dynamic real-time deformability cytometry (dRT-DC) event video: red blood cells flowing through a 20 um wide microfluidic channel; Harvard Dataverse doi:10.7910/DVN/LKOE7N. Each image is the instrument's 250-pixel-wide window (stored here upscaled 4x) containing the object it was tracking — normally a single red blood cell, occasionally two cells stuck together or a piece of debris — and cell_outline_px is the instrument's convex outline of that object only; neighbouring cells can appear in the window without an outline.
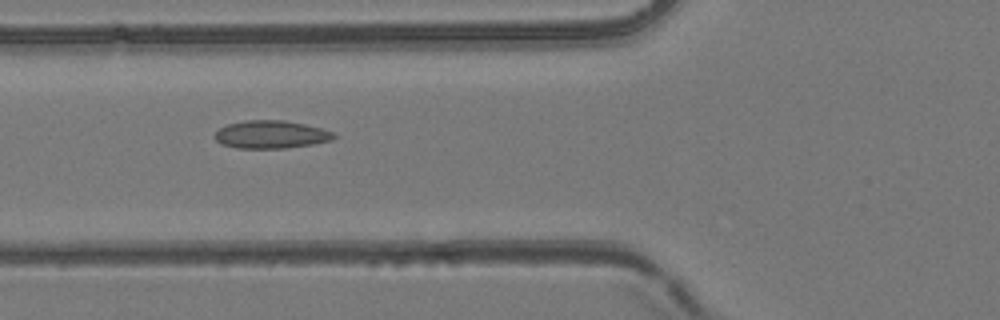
{"species": "common noctule bat (a hibernating species)", "species_latin": "Nyctalus noctula", "temperature_condition": "room temperature", "stored_images_in_passage": 49, "camera_frame_rate_fps": 3000, "um_per_image_px": 0.085, "animal": {"sex": "female", "body_mass_g": 24.6, "forearm_length_mm": 56.2}, "frame": {"image": 1, "passage_image": 21, "time_ms": 6.667, "image_size_px": [1000, 320], "cell_outline_px": [[336, 136], [332, 140], [312, 144], [284, 148], [236, 148], [220, 144], [212, 136], [220, 128], [228, 124], [244, 120], [284, 120], [304, 124], [320, 128], [332, 132]], "centroid_in_image_um": [22.99, 11.43], "position_along_channel_um": 102.8, "area_um2": 19.31}}
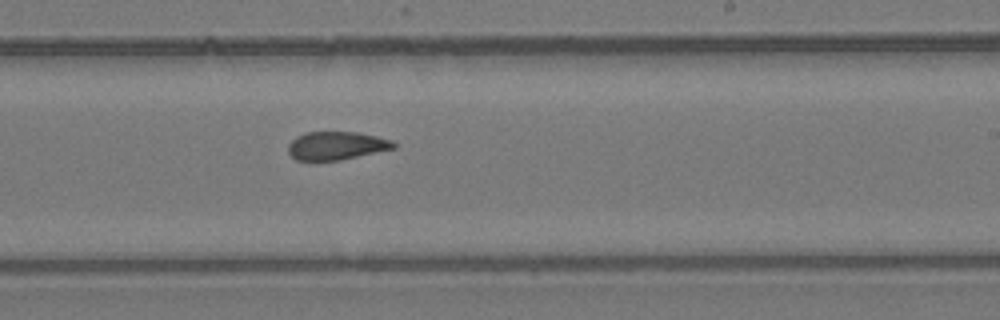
{"frame": {"image": 2, "passage_image": 33, "time_ms": 10.667, "image_size_px": [1000, 320], "cell_outline_px": [[396, 148], [340, 160], [296, 160], [288, 152], [288, 144], [296, 136], [304, 132], [356, 132], [376, 136], [392, 140], [396, 144]], "centroid_in_image_um": [28.59, 12.37], "position_along_channel_um": 260.4, "area_um2": 17.34}}
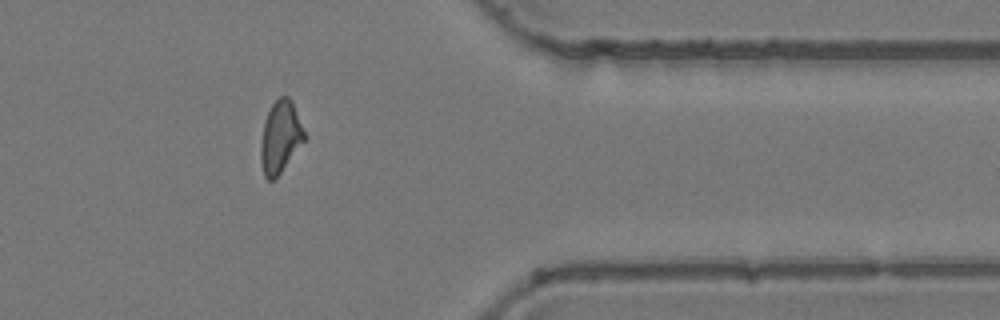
{"frame": {"image": 3, "passage_image": 44, "time_ms": 14.333, "image_size_px": [1000, 320], "cell_outline_px": [[308, 140], [280, 172], [272, 180], [268, 180], [264, 176], [260, 160], [260, 148], [264, 120], [272, 104], [280, 96], [288, 96], [292, 100], [308, 136]], "centroid_in_image_um": [23.88, 11.63], "position_along_channel_um": 387.5, "area_um2": 18.79}, "authors_computed_cell_mechanics": {"area_um2": 18.785, "velocity_mm_per_s": 3.935, "shape_relaxation_time_tau1_ms": null, "shape_relaxation_time_tau2_ms": 4.6367, "deformation_change_tau1": null, "deformation_change_tau2": 0.1262}}